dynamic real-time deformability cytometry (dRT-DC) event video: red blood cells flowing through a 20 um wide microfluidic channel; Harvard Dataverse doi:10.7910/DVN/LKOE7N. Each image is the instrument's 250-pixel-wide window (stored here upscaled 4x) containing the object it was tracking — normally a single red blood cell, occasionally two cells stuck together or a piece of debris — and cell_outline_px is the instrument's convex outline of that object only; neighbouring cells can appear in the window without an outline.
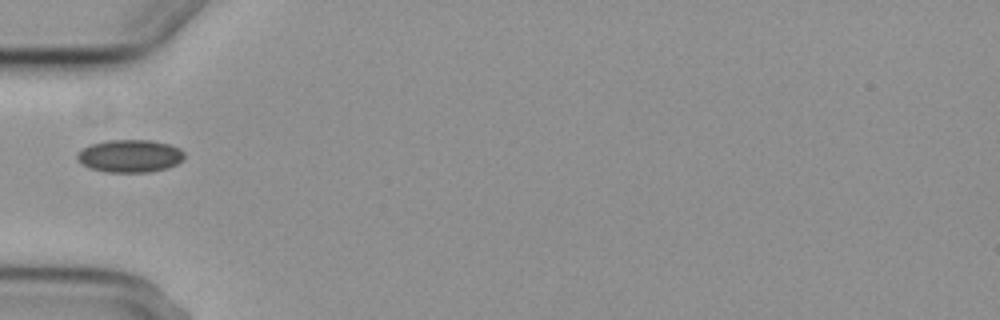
{"species": "common noctule bat (a hibernating species)", "species_latin": "Nyctalus noctula", "temperature_condition": "cold", "stored_images_in_passage": 1, "camera_frame_rate_fps": 3000, "um_per_image_px": 0.085, "animal": {"sex": "female", "body_mass_g": 29.2, "forearm_length_mm": 56.3}, "frame": {"image": 1, "passage_image": 1, "time_ms": 0.0, "image_size_px": [1000, 320], "cell_outline_px": [[184, 156], [176, 164], [164, 168], [148, 172], [108, 172], [88, 168], [76, 160], [76, 152], [88, 144], [104, 140], [152, 140], [168, 144], [180, 148], [184, 152]], "centroid_in_image_um": [10.96, 13.24], "position_along_channel_um": 74.0, "area_um2": 20.58}}